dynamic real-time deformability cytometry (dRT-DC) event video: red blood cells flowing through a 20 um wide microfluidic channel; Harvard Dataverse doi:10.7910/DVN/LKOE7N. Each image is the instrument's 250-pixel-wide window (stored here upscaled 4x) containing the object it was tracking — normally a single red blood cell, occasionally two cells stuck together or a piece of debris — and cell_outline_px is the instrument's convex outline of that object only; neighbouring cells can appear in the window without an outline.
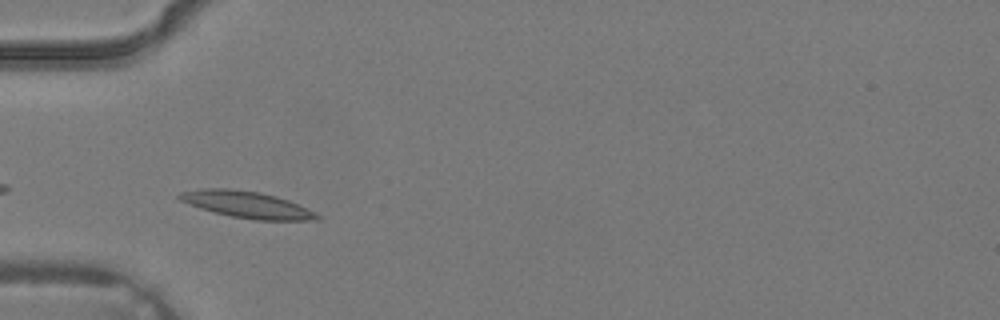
{"species": "common noctule bat (a hibernating species)", "species_latin": "Nyctalus noctula", "temperature_condition": "warm", "stored_images_in_passage": 2, "camera_frame_rate_fps": 3000, "um_per_image_px": 0.085, "animal": {"sex": "male", "body_mass_g": 19.2, "forearm_length_mm": 51.8}, "frame": {"image": 1, "passage_image": 2, "time_ms": 0.333, "image_size_px": [1000, 320], "cell_outline_px": [[320, 220], [256, 220], [232, 216], [200, 208], [180, 200], [176, 196], [180, 192], [200, 188], [228, 188], [260, 192], [276, 196], [288, 200], [308, 208], [316, 212], [320, 216]], "centroid_in_image_um": [21.0, 17.38], "position_along_channel_um": 64.0, "area_um2": 21.33}}